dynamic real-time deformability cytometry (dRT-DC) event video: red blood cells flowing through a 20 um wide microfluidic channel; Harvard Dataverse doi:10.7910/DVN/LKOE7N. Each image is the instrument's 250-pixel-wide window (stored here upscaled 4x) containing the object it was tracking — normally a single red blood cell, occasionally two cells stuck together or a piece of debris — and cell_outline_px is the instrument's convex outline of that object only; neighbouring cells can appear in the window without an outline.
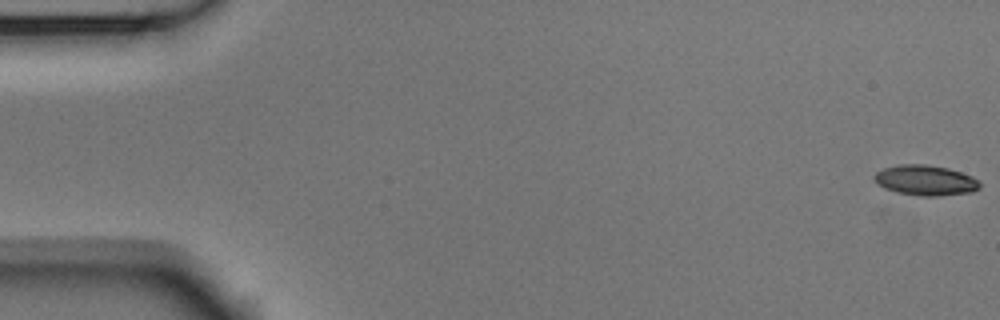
{"species": "Egyptian fruit bat (a non-hibernating species)", "species_latin": "Rousettus aegyptiacus", "temperature_condition": "room temperature", "stored_images_in_passage": 54, "camera_frame_rate_fps": 3000, "um_per_image_px": 0.085, "animal": {"sex": "male"}, "frame": {"image": 1, "passage_image": 1, "time_ms": 0.0, "image_size_px": [1000, 320], "cell_outline_px": [[980, 188], [972, 192], [936, 196], [920, 196], [896, 192], [884, 188], [876, 184], [872, 176], [876, 172], [884, 168], [900, 164], [924, 164], [948, 168], [972, 176], [980, 180]], "centroid_in_image_um": [78.65, 15.33], "position_along_channel_um": 6.4, "area_um2": 18.79}}
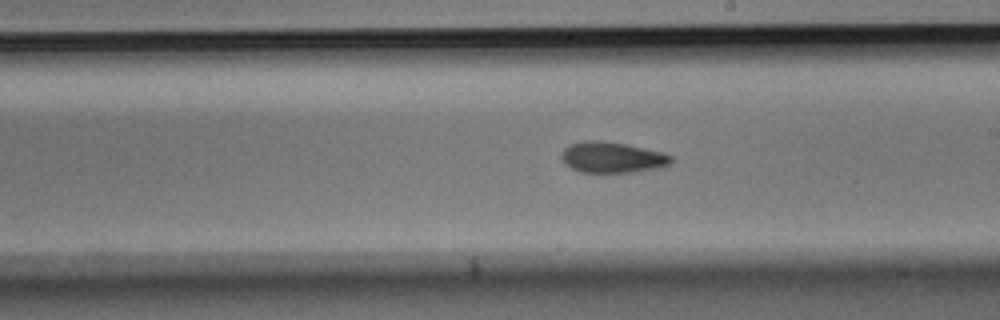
{"frame": {"image": 2, "passage_image": 31, "time_ms": 10.0, "image_size_px": [1000, 320], "cell_outline_px": [[672, 160], [668, 164], [660, 168], [632, 172], [580, 172], [564, 164], [560, 156], [564, 148], [568, 144], [584, 140], [600, 140], [624, 144], [664, 152], [672, 156]], "centroid_in_image_um": [52.0, 13.37], "position_along_channel_um": 237.0, "area_um2": 19.83}}
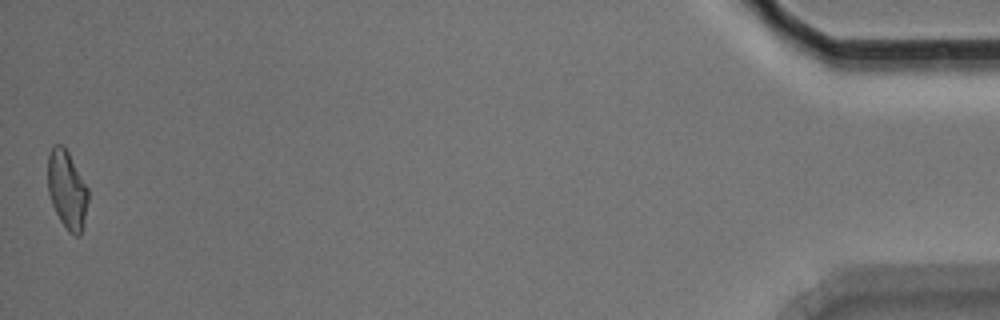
{"frame": {"image": 3, "passage_image": 54, "time_ms": 17.667, "image_size_px": [1000, 320], "cell_outline_px": [[88, 200], [80, 236], [72, 236], [68, 232], [60, 220], [52, 204], [48, 192], [48, 156], [52, 144], [60, 144], [68, 152], [88, 188]], "centroid_in_image_um": [5.68, 16.13], "position_along_channel_um": 429.5, "area_um2": 18.26}, "authors_computed_cell_mechanics": {"area_um2": 18.9295, "velocity_mm_per_s": 3.7445, "shape_relaxation_time_tau1_ms": null, "shape_relaxation_time_tau2_ms": 5.378, "deformation_change_tau1": null, "deformation_change_tau2": 0.1354}}